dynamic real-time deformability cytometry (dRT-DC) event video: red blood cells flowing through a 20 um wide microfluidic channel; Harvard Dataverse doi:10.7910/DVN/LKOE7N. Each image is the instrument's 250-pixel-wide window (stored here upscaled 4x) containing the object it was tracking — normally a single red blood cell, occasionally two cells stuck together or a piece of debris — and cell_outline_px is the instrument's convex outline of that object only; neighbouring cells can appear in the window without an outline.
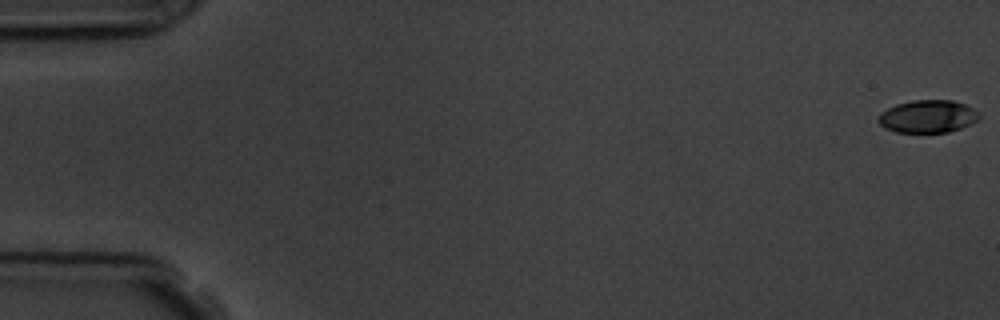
{"species": "common noctule bat (a hibernating species)", "species_latin": "Nyctalus noctula", "temperature_condition": "room temperature", "stored_images_in_passage": 5, "camera_frame_rate_fps": 3000, "um_per_image_px": 0.085, "animal": {"sex": "male", "body_mass_g": 19.5, "forearm_length_mm": 54.6}, "frame": {"image": 1, "passage_image": 1, "time_ms": 0.0, "image_size_px": [1000, 320], "cell_outline_px": [[980, 116], [972, 124], [948, 132], [896, 132], [884, 128], [876, 120], [880, 112], [896, 104], [912, 100], [952, 100], [964, 104], [980, 112]], "centroid_in_image_um": [78.84, 9.89], "position_along_channel_um": 6.2, "area_um2": 19.31}}